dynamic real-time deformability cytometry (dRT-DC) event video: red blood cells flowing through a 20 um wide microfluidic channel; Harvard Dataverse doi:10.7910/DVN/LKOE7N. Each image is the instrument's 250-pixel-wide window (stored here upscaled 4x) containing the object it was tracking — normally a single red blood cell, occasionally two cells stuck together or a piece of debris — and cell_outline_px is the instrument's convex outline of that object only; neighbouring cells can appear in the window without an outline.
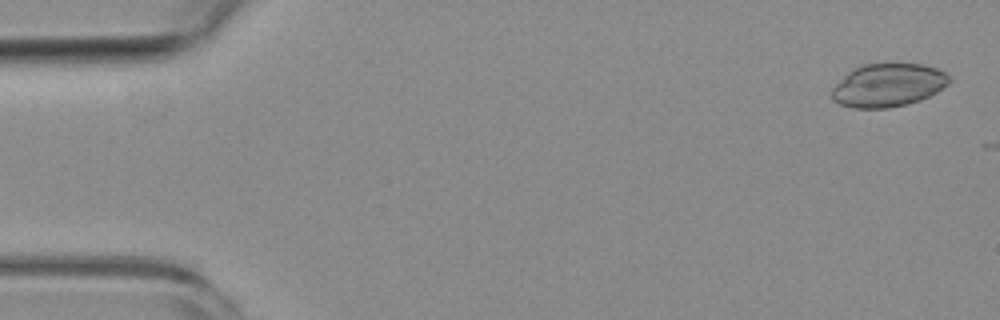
{"species": "common noctule bat (a hibernating species)", "species_latin": "Nyctalus noctula", "temperature_condition": "room temperature", "stored_images_in_passage": 11, "camera_frame_rate_fps": 3000, "um_per_image_px": 0.085, "animal": {"sex": "female", "body_mass_g": 19.3, "forearm_length_mm": 54.1}, "frame": {"image": 1, "passage_image": 2, "time_ms": 0.333, "image_size_px": [1000, 320], "cell_outline_px": [[952, 80], [948, 84], [936, 92], [920, 100], [908, 104], [888, 108], [852, 108], [840, 104], [832, 100], [832, 88], [852, 68], [864, 64], [888, 60], [896, 60], [924, 64], [936, 68], [944, 72]], "centroid_in_image_um": [75.49, 7.18], "position_along_channel_um": 9.5, "area_um2": 30.52}}